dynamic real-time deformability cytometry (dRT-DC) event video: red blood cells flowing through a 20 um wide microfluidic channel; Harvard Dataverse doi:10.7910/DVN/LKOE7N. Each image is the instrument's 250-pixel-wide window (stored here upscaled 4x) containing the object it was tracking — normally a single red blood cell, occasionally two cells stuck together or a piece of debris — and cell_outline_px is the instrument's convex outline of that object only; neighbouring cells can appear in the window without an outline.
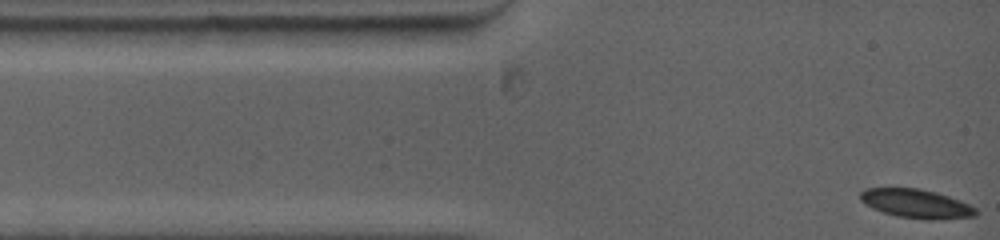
{"species": "common noctule bat (a hibernating species)", "species_latin": "Nyctalus noctula", "temperature_condition": "warm", "stored_images_in_passage": 10, "camera_frame_rate_fps": 5000, "um_per_image_px": 0.085, "animal": {"sex": "female", "body_mass_g": 19.0, "forearm_length_mm": 53.3}, "frame": {"image": 1, "passage_image": 1, "time_ms": 0.0, "image_size_px": [1000, 240], "cell_outline_px": [[976, 216], [932, 220], [928, 220], [896, 216], [872, 208], [860, 200], [860, 192], [864, 188], [920, 188], [936, 192], [960, 200], [976, 208]], "centroid_in_image_um": [77.87, 17.3], "position_along_channel_um": 7.1, "area_um2": 19.42}}